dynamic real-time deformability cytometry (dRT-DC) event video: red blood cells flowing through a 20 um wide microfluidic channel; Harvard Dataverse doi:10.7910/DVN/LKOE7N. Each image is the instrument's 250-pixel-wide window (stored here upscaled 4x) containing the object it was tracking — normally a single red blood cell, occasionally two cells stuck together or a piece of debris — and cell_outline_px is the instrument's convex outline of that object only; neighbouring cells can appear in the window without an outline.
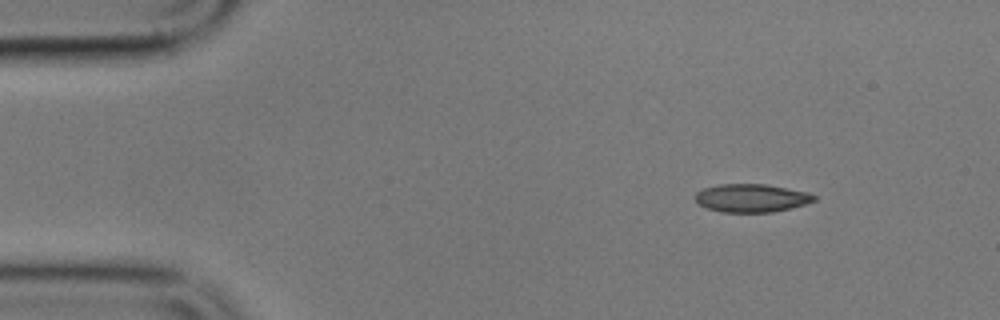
{"species": "common noctule bat (a hibernating species)", "species_latin": "Nyctalus noctula", "temperature_condition": "cold", "stored_images_in_passage": 7, "camera_frame_rate_fps": 3000, "um_per_image_px": 0.085, "animal": {"sex": "male", "body_mass_g": 17.9}, "frame": {"image": 1, "passage_image": 1, "time_ms": 0.0, "image_size_px": [1000, 320], "cell_outline_px": [[816, 200], [792, 208], [772, 212], [720, 212], [708, 208], [700, 204], [696, 200], [696, 192], [704, 188], [720, 184], [768, 184], [808, 192], [816, 196]], "centroid_in_image_um": [63.9, 16.83], "position_along_channel_um": 21.1, "area_um2": 19.48}}
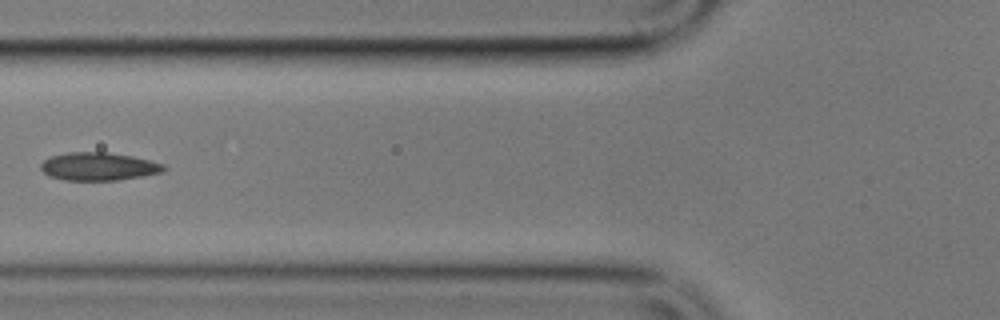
{"frame": {"image": 2, "passage_image": 5, "time_ms": 4.667, "image_size_px": [1000, 320], "cell_outline_px": [[168, 168], [164, 172], [144, 176], [116, 180], [64, 180], [48, 176], [40, 168], [40, 164], [44, 160], [52, 156], [68, 152], [108, 152], [132, 156], [164, 164]], "centroid_in_image_um": [8.4, 14.15], "position_along_channel_um": 117.4, "area_um2": 20.17}}
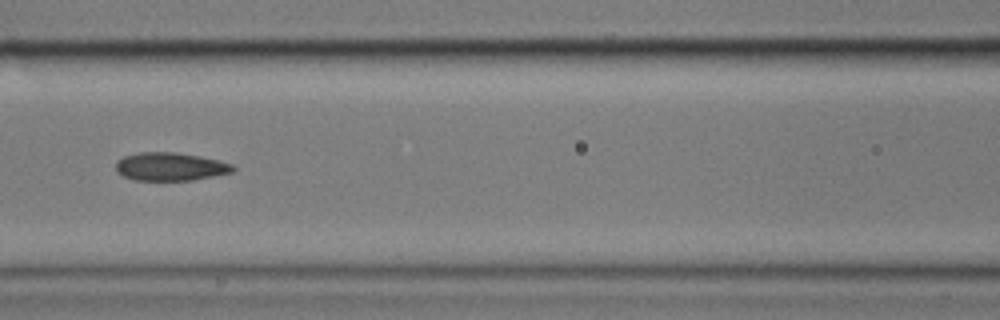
{"frame": {"image": 3, "passage_image": 6, "time_ms": 5.667, "image_size_px": [1000, 320], "cell_outline_px": [[236, 168], [232, 172], [192, 180], [132, 180], [116, 172], [116, 164], [124, 156], [140, 152], [172, 152], [200, 156], [232, 164]], "centroid_in_image_um": [14.46, 14.16], "position_along_channel_um": 152.1, "area_um2": 19.02}}